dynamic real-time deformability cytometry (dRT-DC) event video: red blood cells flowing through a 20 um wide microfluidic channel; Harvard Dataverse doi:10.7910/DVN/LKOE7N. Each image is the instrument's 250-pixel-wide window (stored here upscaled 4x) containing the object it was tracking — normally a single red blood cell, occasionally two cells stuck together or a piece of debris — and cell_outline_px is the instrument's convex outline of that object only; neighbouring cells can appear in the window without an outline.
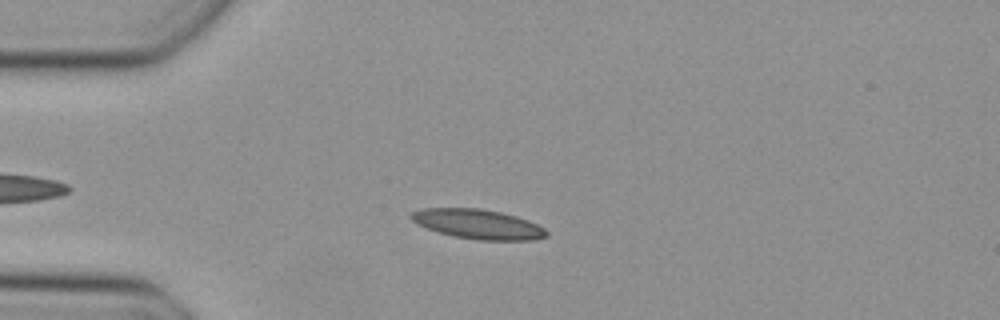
{"species": "Egyptian fruit bat (a non-hibernating species)", "species_latin": "Rousettus aegyptiacus", "temperature_condition": "cold", "stored_images_in_passage": 35, "camera_frame_rate_fps": 3000, "um_per_image_px": 0.085, "animal": {"sex": "female"}, "frame": {"image": 1, "passage_image": 2, "time_ms": 0.333, "image_size_px": [1000, 320], "cell_outline_px": [[548, 236], [532, 240], [480, 240], [456, 236], [440, 232], [428, 228], [412, 220], [408, 216], [412, 212], [424, 208], [480, 208], [500, 212], [516, 216], [528, 220], [544, 228], [548, 232]], "centroid_in_image_um": [40.66, 19.04], "position_along_channel_um": 44.3, "area_um2": 23.06}}
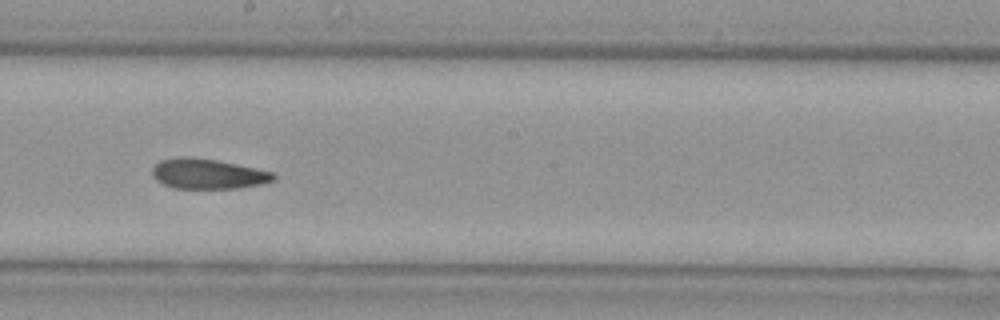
{"frame": {"image": 2, "passage_image": 17, "time_ms": 5.333, "image_size_px": [1000, 320], "cell_outline_px": [[276, 180], [260, 184], [236, 188], [172, 188], [156, 180], [152, 176], [152, 168], [160, 160], [216, 160], [236, 164], [272, 172], [276, 176]], "centroid_in_image_um": [17.71, 14.83], "position_along_channel_um": 230.5, "area_um2": 20.29}}
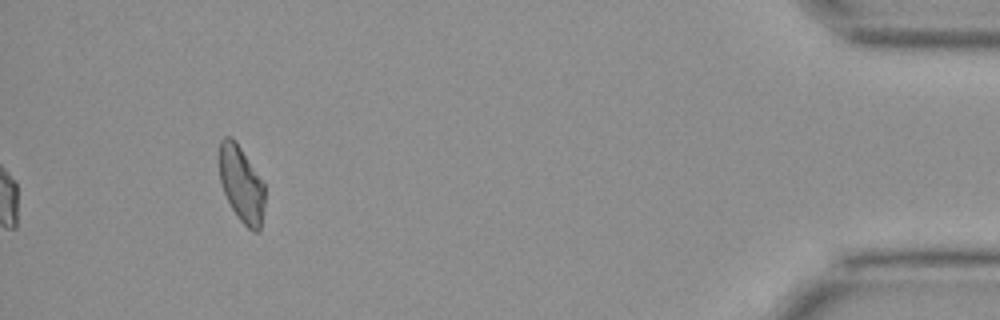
{"frame": {"image": 3, "passage_image": 35, "time_ms": 11.333, "image_size_px": [1000, 320], "cell_outline_px": [[264, 204], [260, 232], [252, 232], [240, 220], [232, 208], [224, 192], [220, 180], [220, 140], [224, 136], [232, 136], [236, 140], [264, 184]], "centroid_in_image_um": [20.52, 15.65], "position_along_channel_um": 414.7, "area_um2": 20.0}}